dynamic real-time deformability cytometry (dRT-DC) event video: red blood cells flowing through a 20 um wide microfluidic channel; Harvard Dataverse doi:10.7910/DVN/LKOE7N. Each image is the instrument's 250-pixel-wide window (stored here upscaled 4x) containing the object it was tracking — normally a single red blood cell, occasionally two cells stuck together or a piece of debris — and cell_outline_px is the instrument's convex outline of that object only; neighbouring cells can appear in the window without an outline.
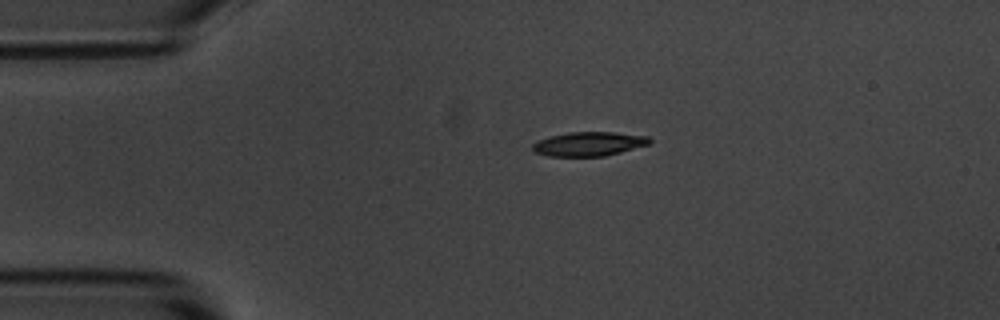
{"species": "common noctule bat (a hibernating species)", "species_latin": "Nyctalus noctula", "temperature_condition": "room temperature", "stored_images_in_passage": 45, "camera_frame_rate_fps": 3000, "um_per_image_px": 0.085, "animal": {"sex": "male", "body_mass_g": 20.1, "forearm_length_mm": 53.5}, "frame": {"image": 1, "passage_image": 1, "time_ms": 0.0, "image_size_px": [1000, 320], "cell_outline_px": [[652, 140], [648, 144], [620, 152], [604, 156], [548, 156], [536, 152], [532, 148], [532, 144], [548, 136], [568, 132], [612, 132], [648, 136]], "centroid_in_image_um": [50.04, 12.22], "position_along_channel_um": 35.0, "area_um2": 16.3}}
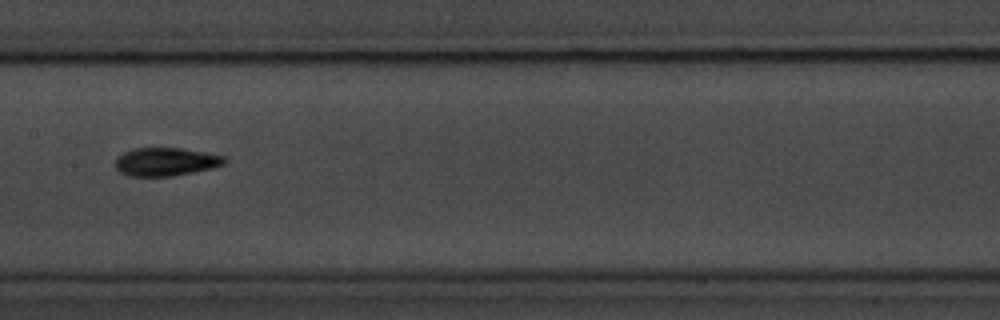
{"frame": {"image": 2, "passage_image": 17, "time_ms": 5.333, "image_size_px": [1000, 320], "cell_outline_px": [[228, 160], [224, 164], [212, 168], [172, 176], [128, 176], [120, 172], [116, 168], [116, 160], [124, 152], [132, 148], [180, 148], [204, 152], [224, 156]], "centroid_in_image_um": [14.1, 13.75], "position_along_channel_um": 193.3, "area_um2": 17.86}}
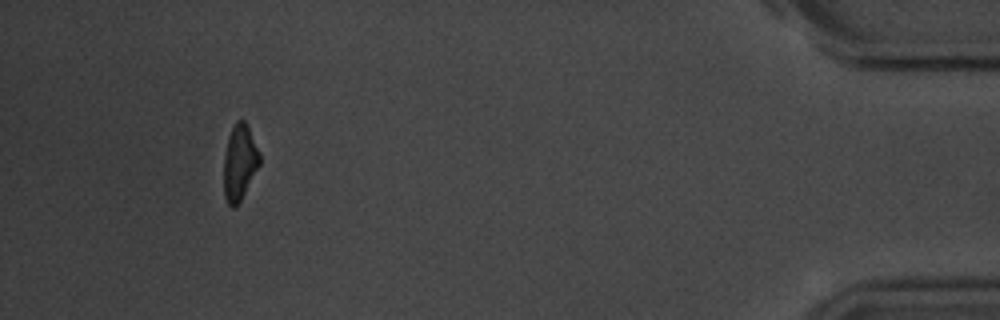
{"frame": {"image": 3, "passage_image": 41, "time_ms": 13.333, "image_size_px": [1000, 320], "cell_outline_px": [[260, 164], [240, 200], [232, 208], [228, 204], [224, 196], [224, 156], [228, 136], [236, 120], [244, 120], [248, 124], [260, 152]], "centroid_in_image_um": [20.37, 13.75], "position_along_channel_um": 414.8, "area_um2": 15.78}, "authors_computed_cell_mechanics": {"area_um2": 16.9932, "velocity_mm_per_s": 3.6148, "shape_relaxation_time_tau1_ms": 3.5293, "shape_relaxation_time_tau2_ms": 6.4551, "deformation_change_tau1": 0.1747, "deformation_change_tau2": 0.1325}}